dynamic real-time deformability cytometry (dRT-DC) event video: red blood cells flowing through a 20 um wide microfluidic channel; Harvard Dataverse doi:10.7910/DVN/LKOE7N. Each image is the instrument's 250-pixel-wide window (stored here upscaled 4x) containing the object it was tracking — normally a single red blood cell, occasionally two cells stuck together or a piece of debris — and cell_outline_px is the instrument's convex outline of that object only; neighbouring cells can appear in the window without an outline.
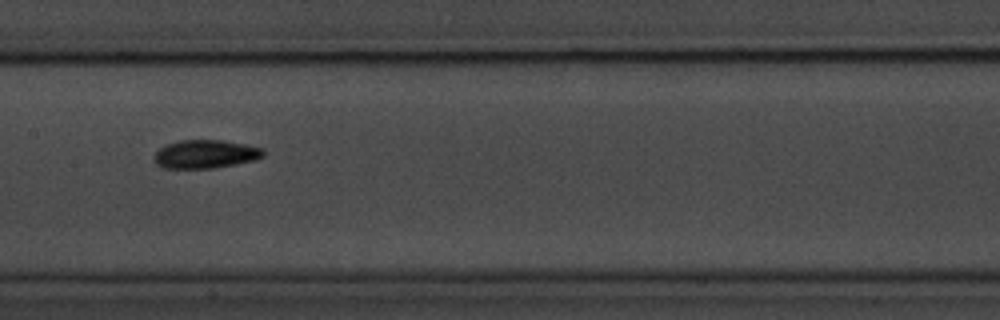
{"species": "common noctule bat (a hibernating species)", "species_latin": "Nyctalus noctula", "temperature_condition": "room temperature", "stored_images_in_passage": 18, "camera_frame_rate_fps": 3000, "um_per_image_px": 0.085, "animal": {"sex": "male", "body_mass_g": 20.1, "forearm_length_mm": 53.5}, "frame": {"image": 1, "passage_image": 11, "time_ms": 3.333, "image_size_px": [1000, 320], "cell_outline_px": [[264, 156], [256, 160], [236, 164], [212, 168], [164, 168], [156, 164], [152, 160], [152, 156], [160, 148], [168, 144], [180, 140], [224, 140], [248, 144], [264, 148]], "centroid_in_image_um": [17.48, 13.09], "position_along_channel_um": 189.9, "area_um2": 18.32}}